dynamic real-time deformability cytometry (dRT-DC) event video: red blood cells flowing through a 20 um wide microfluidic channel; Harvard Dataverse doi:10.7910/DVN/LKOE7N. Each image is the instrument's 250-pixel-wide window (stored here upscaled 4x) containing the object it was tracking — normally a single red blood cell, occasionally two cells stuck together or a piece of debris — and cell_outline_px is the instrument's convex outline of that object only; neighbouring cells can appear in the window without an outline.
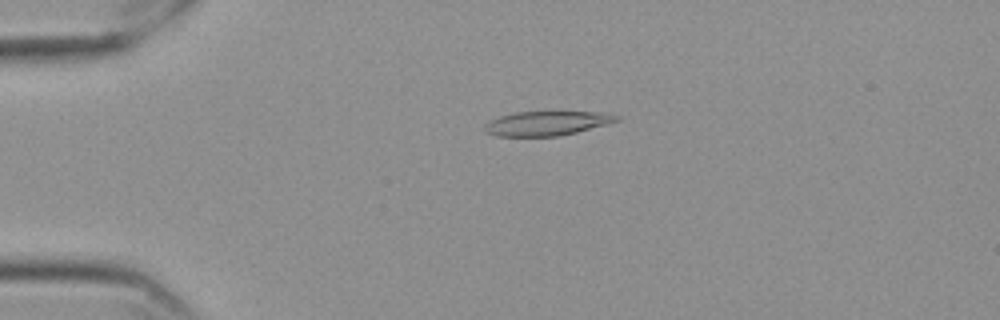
{"species": "Egyptian fruit bat (a non-hibernating species)", "species_latin": "Rousettus aegyptiacus", "temperature_condition": "cold", "stored_images_in_passage": 58, "camera_frame_rate_fps": 3000, "um_per_image_px": 0.085, "frame": {"image": 1, "passage_image": 14, "time_ms": 4.333, "image_size_px": [1000, 320], "cell_outline_px": [[620, 120], [576, 132], [556, 136], [496, 136], [484, 132], [484, 124], [500, 116], [516, 112], [608, 112], [620, 116]], "centroid_in_image_um": [46.47, 10.48], "position_along_channel_um": 38.5, "area_um2": 18.61}}
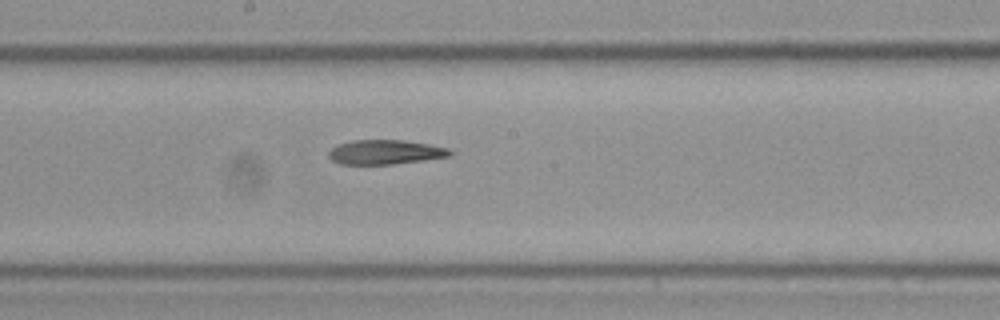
{"frame": {"image": 2, "passage_image": 32, "time_ms": 10.333, "image_size_px": [1000, 320], "cell_outline_px": [[452, 156], [424, 160], [392, 164], [340, 164], [332, 160], [328, 156], [328, 152], [332, 148], [340, 144], [352, 140], [404, 140], [428, 144], [448, 148], [452, 152]], "centroid_in_image_um": [32.75, 12.93], "position_along_channel_um": 215.4, "area_um2": 17.22}}
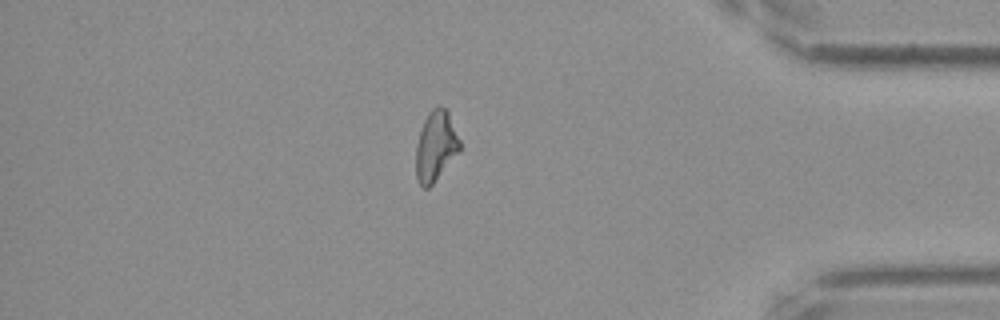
{"frame": {"image": 3, "passage_image": 50, "time_ms": 16.333, "image_size_px": [1000, 320], "cell_outline_px": [[460, 152], [432, 184], [428, 188], [424, 188], [420, 184], [416, 176], [416, 148], [420, 132], [424, 120], [428, 112], [436, 104], [440, 104], [448, 112], [460, 140]], "centroid_in_image_um": [37.05, 12.4], "position_along_channel_um": 398.2, "area_um2": 17.92}, "authors_computed_cell_mechanics": {"area_um2": 18.5827, "velocity_mm_per_s": 3.5484, "shape_relaxation_time_tau1_ms": null, "shape_relaxation_time_tau2_ms": 8.5141, "deformation_change_tau1": null, "deformation_change_tau2": 0.1958}}